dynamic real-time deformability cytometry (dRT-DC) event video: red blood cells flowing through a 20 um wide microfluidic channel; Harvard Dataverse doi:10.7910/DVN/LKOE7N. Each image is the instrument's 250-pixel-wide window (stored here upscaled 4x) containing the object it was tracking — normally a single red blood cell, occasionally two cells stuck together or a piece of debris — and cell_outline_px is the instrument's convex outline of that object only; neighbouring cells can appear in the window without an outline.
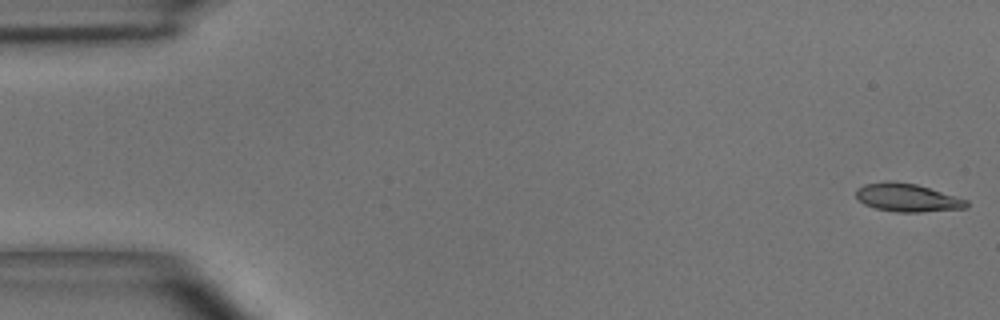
{"species": "common noctule bat (a hibernating species)", "species_latin": "Nyctalus noctula", "temperature_condition": "room temperature", "stored_images_in_passage": 50, "camera_frame_rate_fps": 3000, "um_per_image_px": 0.085, "animal": {"sex": "male", "body_mass_g": 15.6}, "frame": {"image": 1, "passage_image": 1, "time_ms": 0.0, "image_size_px": [1000, 320], "cell_outline_px": [[968, 208], [920, 212], [896, 212], [876, 208], [864, 204], [856, 196], [856, 188], [864, 184], [888, 180], [916, 184], [968, 200]], "centroid_in_image_um": [77.11, 16.79], "position_along_channel_um": 7.9, "area_um2": 18.09}}
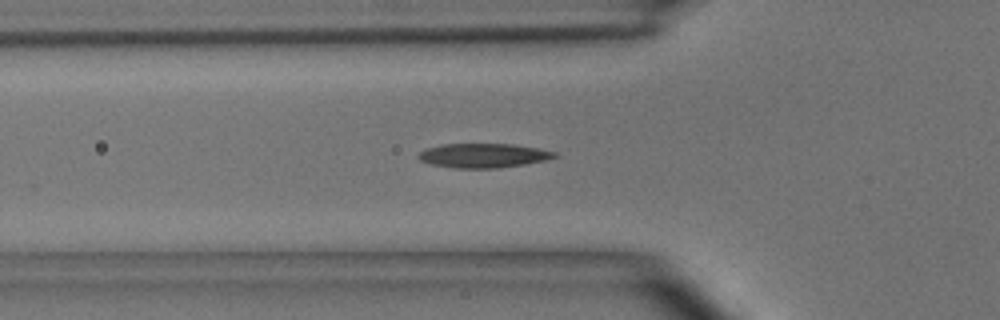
{"frame": {"image": 2, "passage_image": 17, "time_ms": 5.333, "image_size_px": [1000, 320], "cell_outline_px": [[560, 156], [544, 160], [524, 164], [496, 168], [456, 168], [432, 164], [420, 160], [416, 156], [420, 152], [428, 148], [440, 144], [512, 144], [536, 148], [556, 152]], "centroid_in_image_um": [41.08, 13.22], "position_along_channel_um": 84.7, "area_um2": 19.07}}
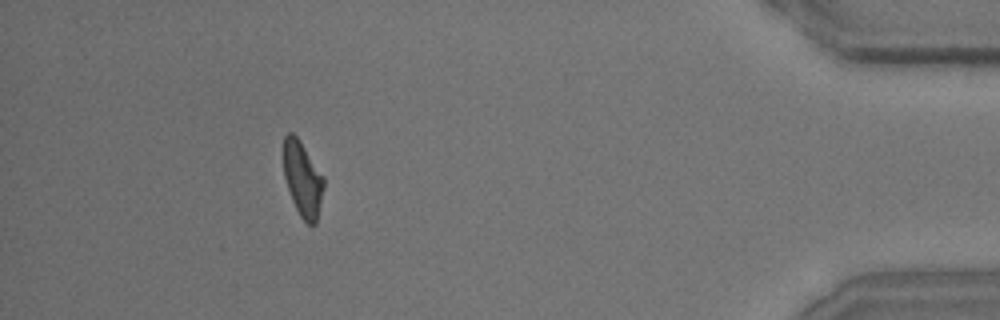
{"frame": {"image": 3, "passage_image": 46, "time_ms": 15.0, "image_size_px": [1000, 320], "cell_outline_px": [[324, 188], [316, 224], [312, 228], [300, 216], [292, 200], [284, 176], [284, 136], [288, 132], [292, 132], [300, 140], [324, 176]], "centroid_in_image_um": [25.74, 15.23], "position_along_channel_um": 409.5, "area_um2": 17.63}, "authors_computed_cell_mechanics": {"area_um2": 18.496, "velocity_mm_per_s": 3.9342, "shape_relaxation_time_tau1_ms": 4.587, "shape_relaxation_time_tau2_ms": 2.5448, "deformation_change_tau1": 0.1738, "deformation_change_tau2": 0.0981}}